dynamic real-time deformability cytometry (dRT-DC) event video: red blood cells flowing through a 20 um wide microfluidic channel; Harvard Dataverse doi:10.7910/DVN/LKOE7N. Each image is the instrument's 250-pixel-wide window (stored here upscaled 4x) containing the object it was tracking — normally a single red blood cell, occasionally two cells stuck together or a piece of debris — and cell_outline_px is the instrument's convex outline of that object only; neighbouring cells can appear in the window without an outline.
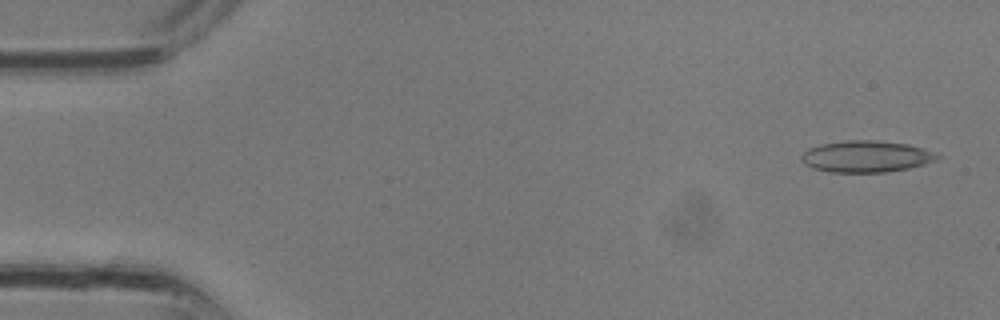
{"species": "common noctule bat (a hibernating species)", "species_latin": "Nyctalus noctula", "temperature_condition": "room temperature", "stored_images_in_passage": 31, "camera_frame_rate_fps": 3000, "um_per_image_px": 0.085, "animal": {"sex": "male", "body_mass_g": 13.3}, "frame": {"image": 1, "passage_image": 2, "time_ms": 0.333, "image_size_px": [1000, 320], "cell_outline_px": [[944, 156], [936, 160], [924, 164], [908, 168], [884, 172], [828, 172], [812, 168], [804, 164], [800, 160], [800, 156], [808, 148], [820, 144], [848, 140], [872, 140], [908, 144], [936, 152]], "centroid_in_image_um": [73.62, 13.3], "position_along_channel_um": 11.4, "area_um2": 25.14}}
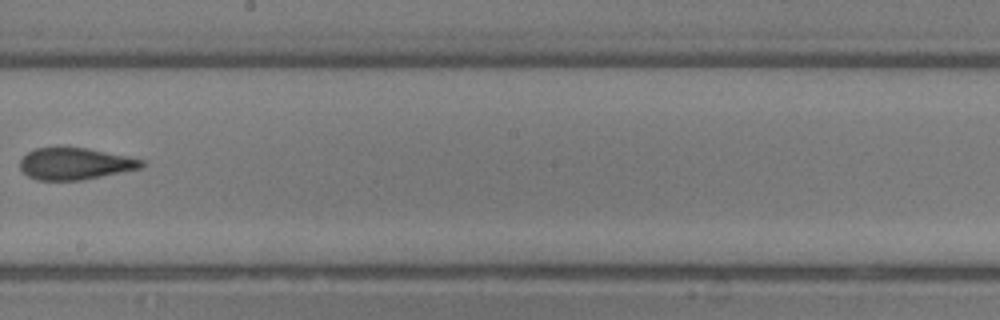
{"frame": {"image": 2, "passage_image": 18, "time_ms": 5.667, "image_size_px": [1000, 320], "cell_outline_px": [[144, 168], [80, 180], [36, 180], [28, 176], [20, 168], [20, 160], [28, 152], [36, 148], [88, 148], [128, 156], [144, 160]], "centroid_in_image_um": [6.41, 13.92], "position_along_channel_um": 241.8, "area_um2": 22.43}}
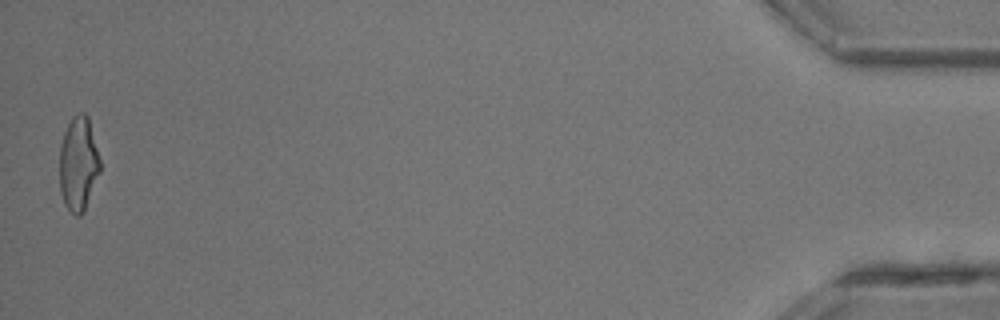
{"frame": {"image": 3, "passage_image": 31, "time_ms": 10.0, "image_size_px": [1000, 320], "cell_outline_px": [[100, 172], [84, 212], [80, 216], [76, 216], [64, 204], [60, 192], [60, 144], [64, 132], [72, 116], [76, 112], [84, 112], [88, 116], [100, 160]], "centroid_in_image_um": [6.66, 13.92], "position_along_channel_um": 428.5, "area_um2": 22.37}}